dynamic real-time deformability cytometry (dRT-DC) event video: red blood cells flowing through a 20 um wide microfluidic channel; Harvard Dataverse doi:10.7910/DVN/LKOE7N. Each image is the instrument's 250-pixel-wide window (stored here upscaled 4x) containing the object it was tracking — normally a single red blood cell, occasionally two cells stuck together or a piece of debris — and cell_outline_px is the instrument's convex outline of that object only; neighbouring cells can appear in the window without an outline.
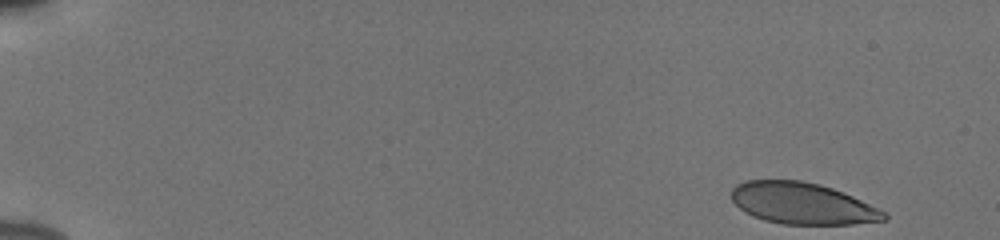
{"species": "human", "species_latin": "Homo sapiens", "temperature_condition": "cold", "stored_images_in_passage": 51, "camera_frame_rate_fps": 3000, "um_per_image_px": 0.085, "donor": {"sex": "male"}, "frame": {"image": 1, "passage_image": 1, "time_ms": 0.0, "image_size_px": [1000, 240], "cell_outline_px": [[888, 220], [852, 224], [780, 224], [764, 220], [752, 216], [740, 208], [732, 200], [732, 188], [736, 184], [744, 180], [800, 180], [820, 184], [844, 192], [888, 212]], "centroid_in_image_um": [68.23, 17.29], "position_along_channel_um": 16.8, "area_um2": 37.17}}
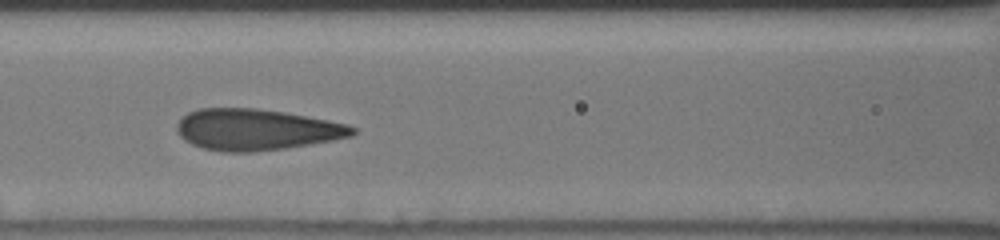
{"frame": {"image": 2, "passage_image": 23, "time_ms": 7.333, "image_size_px": [1000, 240], "cell_outline_px": [[356, 132], [352, 136], [332, 140], [284, 148], [252, 152], [224, 152], [204, 148], [192, 144], [184, 140], [176, 132], [176, 124], [188, 112], [200, 108], [256, 108], [284, 112], [328, 120], [348, 124], [356, 128]], "centroid_in_image_um": [21.76, 11.01], "position_along_channel_um": 144.8, "area_um2": 42.08}}
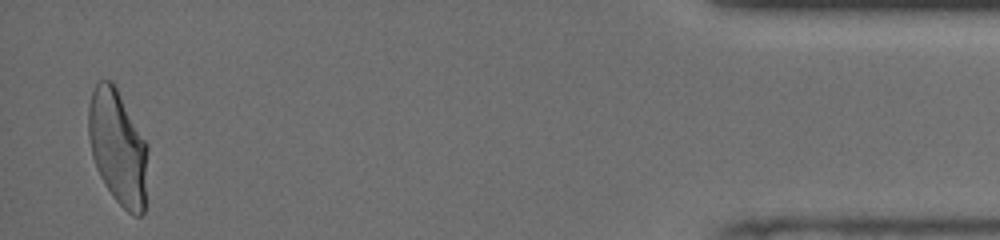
{"frame": {"image": 3, "passage_image": 50, "time_ms": 16.333, "image_size_px": [1000, 240], "cell_outline_px": [[148, 148], [144, 212], [140, 216], [132, 216], [112, 196], [104, 184], [96, 168], [92, 156], [88, 136], [88, 108], [92, 88], [100, 80], [112, 80], [148, 144]], "centroid_in_image_um": [10.01, 12.52], "position_along_channel_um": 425.2, "area_um2": 39.94}, "authors_computed_cell_mechanics": {"area_um2": 41.1536, "velocity_mm_per_s": 3.8638, "shape_relaxation_time_tau1_ms": 5.7083, "shape_relaxation_time_tau2_ms": null, "deformation_change_tau1": 0.1756, "deformation_change_tau2": null}}